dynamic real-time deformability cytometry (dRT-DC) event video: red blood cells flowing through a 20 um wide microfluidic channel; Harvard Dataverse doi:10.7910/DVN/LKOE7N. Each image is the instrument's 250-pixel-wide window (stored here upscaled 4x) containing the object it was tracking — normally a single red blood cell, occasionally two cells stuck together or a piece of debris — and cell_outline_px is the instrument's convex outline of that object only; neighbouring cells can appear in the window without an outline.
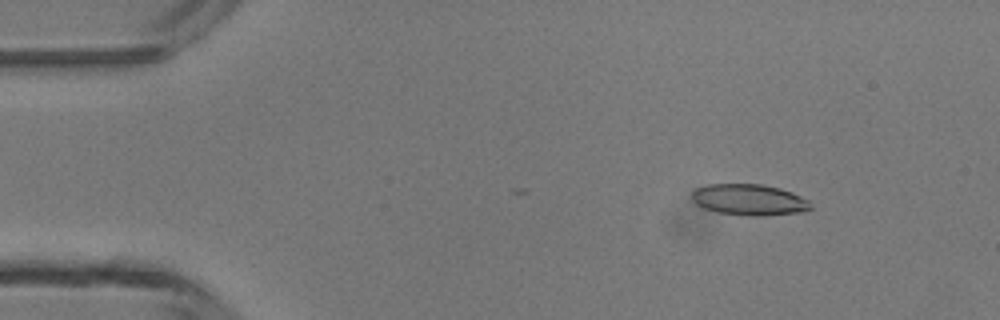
{"species": "common noctule bat (a hibernating species)", "species_latin": "Nyctalus noctula", "temperature_condition": "room temperature", "stored_images_in_passage": 38, "camera_frame_rate_fps": 3000, "um_per_image_px": 0.085, "animal": {"sex": "male", "body_mass_g": 13.3}, "frame": {"image": 1, "passage_image": 6, "time_ms": 1.667, "image_size_px": [1000, 320], "cell_outline_px": [[812, 208], [808, 212], [764, 216], [748, 216], [716, 212], [704, 208], [696, 204], [692, 200], [692, 192], [696, 188], [708, 184], [760, 184], [780, 188], [792, 192], [808, 200]], "centroid_in_image_um": [63.71, 16.99], "position_along_channel_um": 21.3, "area_um2": 21.85}}
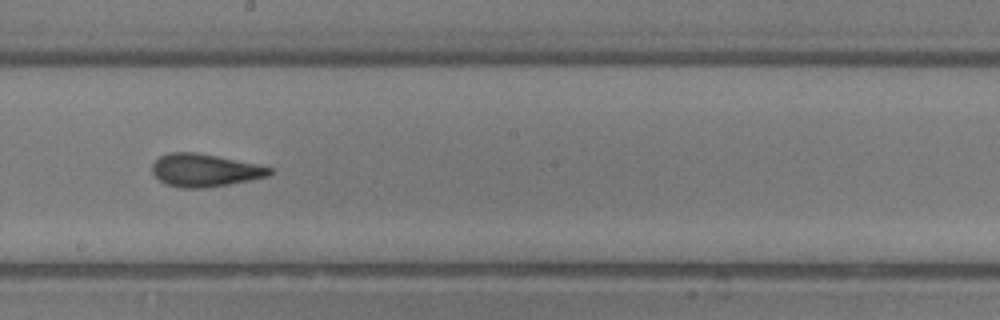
{"frame": {"image": 2, "passage_image": 26, "time_ms": 8.333, "image_size_px": [1000, 320], "cell_outline_px": [[272, 172], [268, 176], [228, 184], [204, 188], [180, 188], [168, 184], [160, 180], [152, 172], [152, 164], [160, 156], [168, 152], [196, 152], [260, 164], [272, 168]], "centroid_in_image_um": [17.4, 14.46], "position_along_channel_um": 230.8, "area_um2": 22.37}}
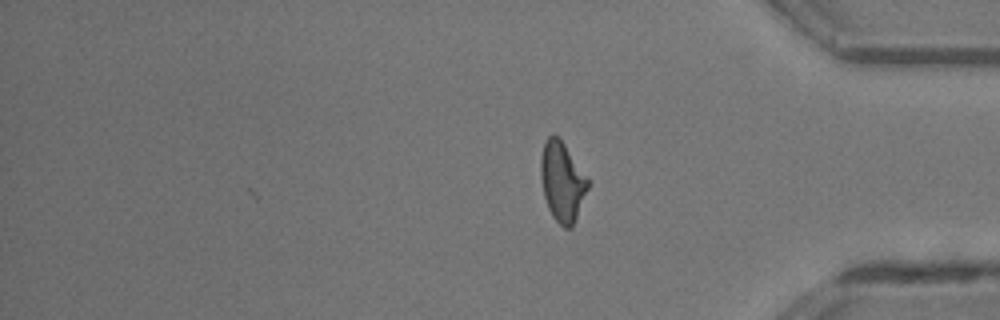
{"frame": {"image": 3, "passage_image": 38, "time_ms": 12.333, "image_size_px": [1000, 320], "cell_outline_px": [[588, 188], [572, 228], [564, 228], [552, 216], [548, 208], [544, 196], [540, 176], [540, 156], [544, 144], [548, 136], [560, 136], [588, 176]], "centroid_in_image_um": [47.79, 15.41], "position_along_channel_um": 387.4, "area_um2": 22.08}, "authors_computed_cell_mechanics": {"area_um2": 21.6461, "velocity_mm_per_s": 4.383, "shape_relaxation_time_tau1_ms": 4.3063, "shape_relaxation_time_tau2_ms": 1.6084, "deformation_change_tau1": 0.1965, "deformation_change_tau2": 0.0976}}